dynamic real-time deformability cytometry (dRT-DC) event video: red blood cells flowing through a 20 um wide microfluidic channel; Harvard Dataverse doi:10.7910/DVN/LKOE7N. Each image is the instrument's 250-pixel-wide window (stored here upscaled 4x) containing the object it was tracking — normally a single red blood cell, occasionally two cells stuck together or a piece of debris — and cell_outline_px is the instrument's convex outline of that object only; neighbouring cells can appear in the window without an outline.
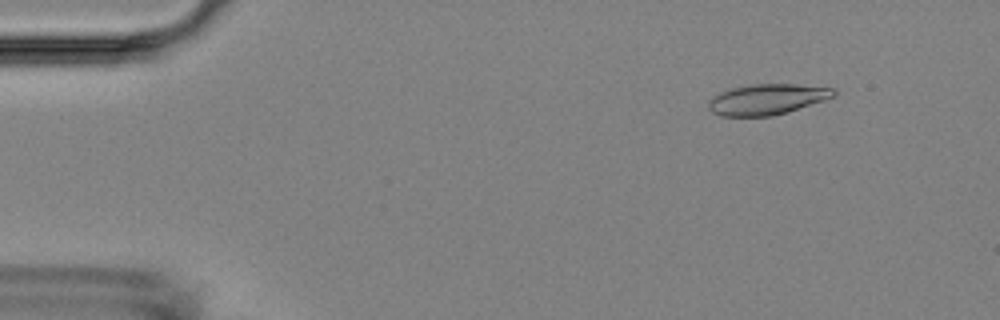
{"species": "Egyptian fruit bat (a non-hibernating species)", "species_latin": "Rousettus aegyptiacus", "temperature_condition": "room temperature", "stored_images_in_passage": 52, "camera_frame_rate_fps": 3000, "um_per_image_px": 0.085, "animal": {"sex": "female"}, "frame": {"image": 1, "passage_image": 4, "time_ms": 1.0, "image_size_px": [1000, 320], "cell_outline_px": [[836, 92], [832, 96], [824, 100], [788, 112], [772, 116], [720, 116], [712, 112], [708, 108], [708, 104], [720, 92], [728, 88], [748, 84], [796, 84], [832, 88]], "centroid_in_image_um": [65.17, 8.44], "position_along_channel_um": 19.8, "area_um2": 22.25}}
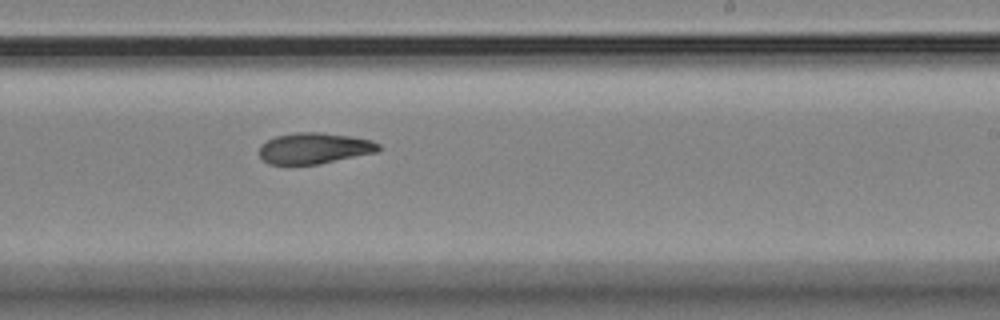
{"frame": {"image": 2, "passage_image": 31, "time_ms": 10.0, "image_size_px": [1000, 320], "cell_outline_px": [[380, 148], [376, 152], [320, 164], [268, 164], [260, 156], [260, 144], [276, 136], [296, 132], [320, 132], [352, 136], [372, 140], [380, 144]], "centroid_in_image_um": [26.72, 12.59], "position_along_channel_um": 262.3, "area_um2": 21.56}}
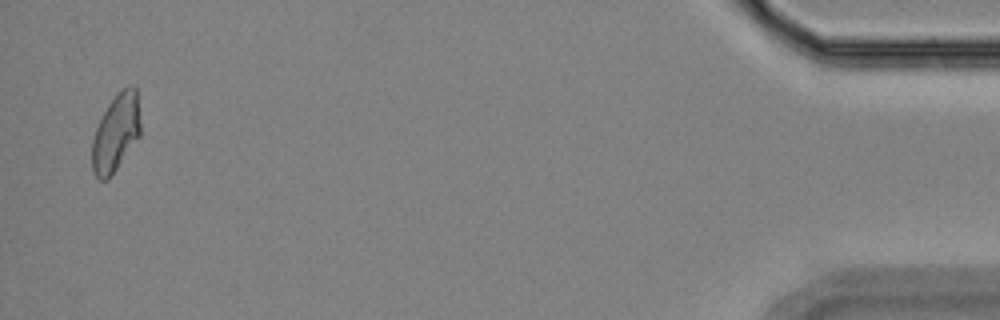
{"frame": {"image": 3, "passage_image": 51, "time_ms": 16.667, "image_size_px": [1000, 320], "cell_outline_px": [[140, 136], [108, 180], [100, 180], [92, 172], [92, 140], [96, 128], [108, 104], [128, 84], [136, 88], [140, 124]], "centroid_in_image_um": [9.84, 11.33], "position_along_channel_um": 425.4, "area_um2": 21.56}, "authors_computed_cell_mechanics": {"area_um2": 22.1952, "velocity_mm_per_s": 3.6726, "shape_relaxation_time_tau1_ms": 5.9849, "shape_relaxation_time_tau2_ms": null, "deformation_change_tau1": 0.1593, "deformation_change_tau2": null}}